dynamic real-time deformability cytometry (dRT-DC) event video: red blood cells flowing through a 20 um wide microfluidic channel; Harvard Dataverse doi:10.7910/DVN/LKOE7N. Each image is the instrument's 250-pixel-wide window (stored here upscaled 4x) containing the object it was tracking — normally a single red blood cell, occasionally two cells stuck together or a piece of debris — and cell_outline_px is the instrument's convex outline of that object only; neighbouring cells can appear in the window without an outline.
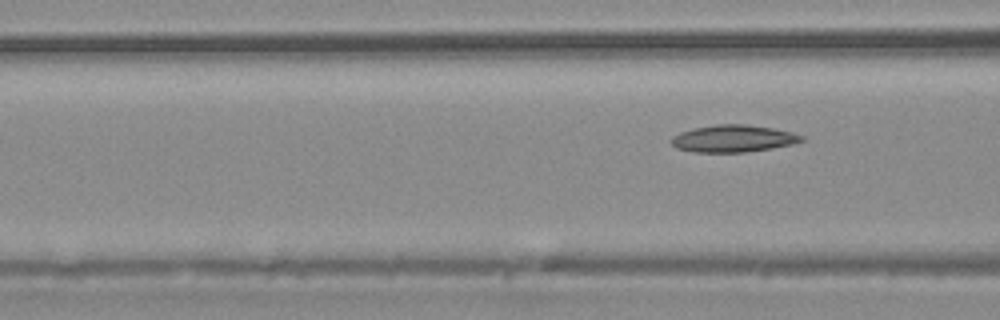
{"species": "common noctule bat (a hibernating species)", "species_latin": "Nyctalus noctula", "temperature_condition": "warm", "stored_images_in_passage": 4, "camera_frame_rate_fps": 3000, "um_per_image_px": 0.085, "animal": {"sex": "male", "body_mass_g": 20.4}, "frame": {"image": 1, "passage_image": 4, "time_ms": 3.333, "image_size_px": [1000, 320], "cell_outline_px": [[804, 140], [792, 144], [772, 148], [744, 152], [692, 152], [676, 148], [668, 140], [672, 136], [680, 132], [692, 128], [716, 124], [744, 124], [772, 128], [792, 132], [804, 136]], "centroid_in_image_um": [62.28, 11.77], "position_along_channel_um": 104.3, "area_um2": 20.69}}